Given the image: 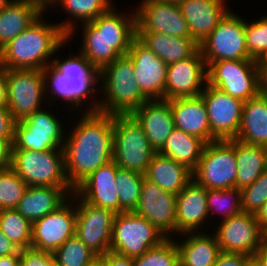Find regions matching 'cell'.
<instances>
[{
	"label": "cell",
	"mask_w": 267,
	"mask_h": 266,
	"mask_svg": "<svg viewBox=\"0 0 267 266\" xmlns=\"http://www.w3.org/2000/svg\"><path fill=\"white\" fill-rule=\"evenodd\" d=\"M82 114L63 145L65 173L73 189L113 160L114 115L99 111Z\"/></svg>",
	"instance_id": "1"
},
{
	"label": "cell",
	"mask_w": 267,
	"mask_h": 266,
	"mask_svg": "<svg viewBox=\"0 0 267 266\" xmlns=\"http://www.w3.org/2000/svg\"><path fill=\"white\" fill-rule=\"evenodd\" d=\"M115 4L91 22L81 23L80 53L99 72L121 55H127L137 38V16L121 14Z\"/></svg>",
	"instance_id": "2"
},
{
	"label": "cell",
	"mask_w": 267,
	"mask_h": 266,
	"mask_svg": "<svg viewBox=\"0 0 267 266\" xmlns=\"http://www.w3.org/2000/svg\"><path fill=\"white\" fill-rule=\"evenodd\" d=\"M43 15L0 50V67L5 69L44 70L52 64L56 51L66 45L67 34ZM43 19V20H42ZM44 22V23H43ZM67 42V43H66ZM51 59V60H50Z\"/></svg>",
	"instance_id": "3"
},
{
	"label": "cell",
	"mask_w": 267,
	"mask_h": 266,
	"mask_svg": "<svg viewBox=\"0 0 267 266\" xmlns=\"http://www.w3.org/2000/svg\"><path fill=\"white\" fill-rule=\"evenodd\" d=\"M71 54L66 59L53 58L52 64L43 70L45 96L52 95L44 102L51 100L52 104L55 99H62L68 103L70 110H79L82 104L86 108L84 103L92 99L94 93L100 92L97 91L99 72L81 53Z\"/></svg>",
	"instance_id": "4"
},
{
	"label": "cell",
	"mask_w": 267,
	"mask_h": 266,
	"mask_svg": "<svg viewBox=\"0 0 267 266\" xmlns=\"http://www.w3.org/2000/svg\"><path fill=\"white\" fill-rule=\"evenodd\" d=\"M98 80L102 83L104 96L99 101L96 97L88 101L89 106L83 110L85 112L130 115L148 101L135 80L133 64L128 55H121L106 65L99 71Z\"/></svg>",
	"instance_id": "5"
},
{
	"label": "cell",
	"mask_w": 267,
	"mask_h": 266,
	"mask_svg": "<svg viewBox=\"0 0 267 266\" xmlns=\"http://www.w3.org/2000/svg\"><path fill=\"white\" fill-rule=\"evenodd\" d=\"M11 168L28 186L71 187L65 173L63 148L40 152L12 150Z\"/></svg>",
	"instance_id": "6"
},
{
	"label": "cell",
	"mask_w": 267,
	"mask_h": 266,
	"mask_svg": "<svg viewBox=\"0 0 267 266\" xmlns=\"http://www.w3.org/2000/svg\"><path fill=\"white\" fill-rule=\"evenodd\" d=\"M156 151L131 115H114L113 161L121 169L145 175Z\"/></svg>",
	"instance_id": "7"
},
{
	"label": "cell",
	"mask_w": 267,
	"mask_h": 266,
	"mask_svg": "<svg viewBox=\"0 0 267 266\" xmlns=\"http://www.w3.org/2000/svg\"><path fill=\"white\" fill-rule=\"evenodd\" d=\"M207 84L243 102L260 93L257 60H221L207 66Z\"/></svg>",
	"instance_id": "8"
},
{
	"label": "cell",
	"mask_w": 267,
	"mask_h": 266,
	"mask_svg": "<svg viewBox=\"0 0 267 266\" xmlns=\"http://www.w3.org/2000/svg\"><path fill=\"white\" fill-rule=\"evenodd\" d=\"M166 238L147 219L134 212L117 213L113 219L110 251L134 258Z\"/></svg>",
	"instance_id": "9"
},
{
	"label": "cell",
	"mask_w": 267,
	"mask_h": 266,
	"mask_svg": "<svg viewBox=\"0 0 267 266\" xmlns=\"http://www.w3.org/2000/svg\"><path fill=\"white\" fill-rule=\"evenodd\" d=\"M193 180L206 189H229L236 187L237 161L234 139L207 143Z\"/></svg>",
	"instance_id": "10"
},
{
	"label": "cell",
	"mask_w": 267,
	"mask_h": 266,
	"mask_svg": "<svg viewBox=\"0 0 267 266\" xmlns=\"http://www.w3.org/2000/svg\"><path fill=\"white\" fill-rule=\"evenodd\" d=\"M58 116L47 109L31 114L14 125L12 150L46 151L63 148L66 136Z\"/></svg>",
	"instance_id": "11"
},
{
	"label": "cell",
	"mask_w": 267,
	"mask_h": 266,
	"mask_svg": "<svg viewBox=\"0 0 267 266\" xmlns=\"http://www.w3.org/2000/svg\"><path fill=\"white\" fill-rule=\"evenodd\" d=\"M199 46L207 66L221 60H254L246 49L245 20L231 10Z\"/></svg>",
	"instance_id": "12"
},
{
	"label": "cell",
	"mask_w": 267,
	"mask_h": 266,
	"mask_svg": "<svg viewBox=\"0 0 267 266\" xmlns=\"http://www.w3.org/2000/svg\"><path fill=\"white\" fill-rule=\"evenodd\" d=\"M7 108L15 122L41 110L45 100L43 70L6 69Z\"/></svg>",
	"instance_id": "13"
},
{
	"label": "cell",
	"mask_w": 267,
	"mask_h": 266,
	"mask_svg": "<svg viewBox=\"0 0 267 266\" xmlns=\"http://www.w3.org/2000/svg\"><path fill=\"white\" fill-rule=\"evenodd\" d=\"M220 223L214 234L222 252L252 257L267 239V234L260 228L255 214L241 212Z\"/></svg>",
	"instance_id": "14"
},
{
	"label": "cell",
	"mask_w": 267,
	"mask_h": 266,
	"mask_svg": "<svg viewBox=\"0 0 267 266\" xmlns=\"http://www.w3.org/2000/svg\"><path fill=\"white\" fill-rule=\"evenodd\" d=\"M74 204L75 192L55 211L33 223L31 248L53 253L75 235L77 213Z\"/></svg>",
	"instance_id": "15"
},
{
	"label": "cell",
	"mask_w": 267,
	"mask_h": 266,
	"mask_svg": "<svg viewBox=\"0 0 267 266\" xmlns=\"http://www.w3.org/2000/svg\"><path fill=\"white\" fill-rule=\"evenodd\" d=\"M207 107L212 142L236 139L244 102L206 84L200 95Z\"/></svg>",
	"instance_id": "16"
},
{
	"label": "cell",
	"mask_w": 267,
	"mask_h": 266,
	"mask_svg": "<svg viewBox=\"0 0 267 266\" xmlns=\"http://www.w3.org/2000/svg\"><path fill=\"white\" fill-rule=\"evenodd\" d=\"M77 237L98 256L110 251L113 219L111 210L93 206L76 194Z\"/></svg>",
	"instance_id": "17"
},
{
	"label": "cell",
	"mask_w": 267,
	"mask_h": 266,
	"mask_svg": "<svg viewBox=\"0 0 267 266\" xmlns=\"http://www.w3.org/2000/svg\"><path fill=\"white\" fill-rule=\"evenodd\" d=\"M135 214L147 219L167 238L176 236V195L144 178Z\"/></svg>",
	"instance_id": "18"
},
{
	"label": "cell",
	"mask_w": 267,
	"mask_h": 266,
	"mask_svg": "<svg viewBox=\"0 0 267 266\" xmlns=\"http://www.w3.org/2000/svg\"><path fill=\"white\" fill-rule=\"evenodd\" d=\"M207 84V65L199 49L193 56L169 64L165 100L200 96Z\"/></svg>",
	"instance_id": "19"
},
{
	"label": "cell",
	"mask_w": 267,
	"mask_h": 266,
	"mask_svg": "<svg viewBox=\"0 0 267 266\" xmlns=\"http://www.w3.org/2000/svg\"><path fill=\"white\" fill-rule=\"evenodd\" d=\"M139 5L135 9L137 32L191 37L188 23L181 13L179 4L164 1H142Z\"/></svg>",
	"instance_id": "20"
},
{
	"label": "cell",
	"mask_w": 267,
	"mask_h": 266,
	"mask_svg": "<svg viewBox=\"0 0 267 266\" xmlns=\"http://www.w3.org/2000/svg\"><path fill=\"white\" fill-rule=\"evenodd\" d=\"M127 55L130 57L135 80L148 100L165 99V82L168 65L136 38Z\"/></svg>",
	"instance_id": "21"
},
{
	"label": "cell",
	"mask_w": 267,
	"mask_h": 266,
	"mask_svg": "<svg viewBox=\"0 0 267 266\" xmlns=\"http://www.w3.org/2000/svg\"><path fill=\"white\" fill-rule=\"evenodd\" d=\"M118 165L112 160L100 166L82 181L74 192L85 202L119 213V198L116 189Z\"/></svg>",
	"instance_id": "22"
},
{
	"label": "cell",
	"mask_w": 267,
	"mask_h": 266,
	"mask_svg": "<svg viewBox=\"0 0 267 266\" xmlns=\"http://www.w3.org/2000/svg\"><path fill=\"white\" fill-rule=\"evenodd\" d=\"M130 115L141 126L156 152L162 149L175 129L170 100H148Z\"/></svg>",
	"instance_id": "23"
},
{
	"label": "cell",
	"mask_w": 267,
	"mask_h": 266,
	"mask_svg": "<svg viewBox=\"0 0 267 266\" xmlns=\"http://www.w3.org/2000/svg\"><path fill=\"white\" fill-rule=\"evenodd\" d=\"M206 195L207 189L193 179L176 195V235L202 231L209 219Z\"/></svg>",
	"instance_id": "24"
},
{
	"label": "cell",
	"mask_w": 267,
	"mask_h": 266,
	"mask_svg": "<svg viewBox=\"0 0 267 266\" xmlns=\"http://www.w3.org/2000/svg\"><path fill=\"white\" fill-rule=\"evenodd\" d=\"M226 0H185L179 4L188 23L191 38L199 45L213 32L230 10Z\"/></svg>",
	"instance_id": "25"
},
{
	"label": "cell",
	"mask_w": 267,
	"mask_h": 266,
	"mask_svg": "<svg viewBox=\"0 0 267 266\" xmlns=\"http://www.w3.org/2000/svg\"><path fill=\"white\" fill-rule=\"evenodd\" d=\"M170 107L175 128L202 139L206 144L212 142L207 107L201 96L172 99Z\"/></svg>",
	"instance_id": "26"
},
{
	"label": "cell",
	"mask_w": 267,
	"mask_h": 266,
	"mask_svg": "<svg viewBox=\"0 0 267 266\" xmlns=\"http://www.w3.org/2000/svg\"><path fill=\"white\" fill-rule=\"evenodd\" d=\"M73 193L74 189L72 187L28 186L15 209L33 224L55 211Z\"/></svg>",
	"instance_id": "27"
},
{
	"label": "cell",
	"mask_w": 267,
	"mask_h": 266,
	"mask_svg": "<svg viewBox=\"0 0 267 266\" xmlns=\"http://www.w3.org/2000/svg\"><path fill=\"white\" fill-rule=\"evenodd\" d=\"M46 11L33 0H11L0 11V50L46 14Z\"/></svg>",
	"instance_id": "28"
},
{
	"label": "cell",
	"mask_w": 267,
	"mask_h": 266,
	"mask_svg": "<svg viewBox=\"0 0 267 266\" xmlns=\"http://www.w3.org/2000/svg\"><path fill=\"white\" fill-rule=\"evenodd\" d=\"M144 177L164 191L177 195L193 179V173L186 166L156 152Z\"/></svg>",
	"instance_id": "29"
},
{
	"label": "cell",
	"mask_w": 267,
	"mask_h": 266,
	"mask_svg": "<svg viewBox=\"0 0 267 266\" xmlns=\"http://www.w3.org/2000/svg\"><path fill=\"white\" fill-rule=\"evenodd\" d=\"M236 140L267 147V95L259 93L243 104L242 120Z\"/></svg>",
	"instance_id": "30"
},
{
	"label": "cell",
	"mask_w": 267,
	"mask_h": 266,
	"mask_svg": "<svg viewBox=\"0 0 267 266\" xmlns=\"http://www.w3.org/2000/svg\"><path fill=\"white\" fill-rule=\"evenodd\" d=\"M183 242L175 243L179 252V266H213L221 250L215 234L187 232Z\"/></svg>",
	"instance_id": "31"
},
{
	"label": "cell",
	"mask_w": 267,
	"mask_h": 266,
	"mask_svg": "<svg viewBox=\"0 0 267 266\" xmlns=\"http://www.w3.org/2000/svg\"><path fill=\"white\" fill-rule=\"evenodd\" d=\"M137 38L167 65L193 56L199 44L191 37H174L164 33L137 32Z\"/></svg>",
	"instance_id": "32"
},
{
	"label": "cell",
	"mask_w": 267,
	"mask_h": 266,
	"mask_svg": "<svg viewBox=\"0 0 267 266\" xmlns=\"http://www.w3.org/2000/svg\"><path fill=\"white\" fill-rule=\"evenodd\" d=\"M234 150L237 161L236 188L242 189L255 182L267 168V147L234 139Z\"/></svg>",
	"instance_id": "33"
},
{
	"label": "cell",
	"mask_w": 267,
	"mask_h": 266,
	"mask_svg": "<svg viewBox=\"0 0 267 266\" xmlns=\"http://www.w3.org/2000/svg\"><path fill=\"white\" fill-rule=\"evenodd\" d=\"M57 5L70 16L67 21L62 20L61 23H57L67 34V40H70L74 37V30L76 31L77 28L75 27L77 22L73 19L80 21L79 23L91 22L100 14L105 13L114 5V2L112 0H54L49 7L55 8Z\"/></svg>",
	"instance_id": "34"
},
{
	"label": "cell",
	"mask_w": 267,
	"mask_h": 266,
	"mask_svg": "<svg viewBox=\"0 0 267 266\" xmlns=\"http://www.w3.org/2000/svg\"><path fill=\"white\" fill-rule=\"evenodd\" d=\"M205 145L206 143L202 139L175 128L159 153L170 157L193 172Z\"/></svg>",
	"instance_id": "35"
},
{
	"label": "cell",
	"mask_w": 267,
	"mask_h": 266,
	"mask_svg": "<svg viewBox=\"0 0 267 266\" xmlns=\"http://www.w3.org/2000/svg\"><path fill=\"white\" fill-rule=\"evenodd\" d=\"M33 224L16 209L0 210V230L17 247L30 248Z\"/></svg>",
	"instance_id": "36"
},
{
	"label": "cell",
	"mask_w": 267,
	"mask_h": 266,
	"mask_svg": "<svg viewBox=\"0 0 267 266\" xmlns=\"http://www.w3.org/2000/svg\"><path fill=\"white\" fill-rule=\"evenodd\" d=\"M144 175L126 169L117 168L116 189L119 198V213L134 212L140 198Z\"/></svg>",
	"instance_id": "37"
},
{
	"label": "cell",
	"mask_w": 267,
	"mask_h": 266,
	"mask_svg": "<svg viewBox=\"0 0 267 266\" xmlns=\"http://www.w3.org/2000/svg\"><path fill=\"white\" fill-rule=\"evenodd\" d=\"M53 257L59 266H89L98 255L75 234L53 252Z\"/></svg>",
	"instance_id": "38"
},
{
	"label": "cell",
	"mask_w": 267,
	"mask_h": 266,
	"mask_svg": "<svg viewBox=\"0 0 267 266\" xmlns=\"http://www.w3.org/2000/svg\"><path fill=\"white\" fill-rule=\"evenodd\" d=\"M208 213L220 214L222 220L238 215L241 209V189H207ZM213 211V212H212Z\"/></svg>",
	"instance_id": "39"
},
{
	"label": "cell",
	"mask_w": 267,
	"mask_h": 266,
	"mask_svg": "<svg viewBox=\"0 0 267 266\" xmlns=\"http://www.w3.org/2000/svg\"><path fill=\"white\" fill-rule=\"evenodd\" d=\"M133 266H179V252L172 237L133 258Z\"/></svg>",
	"instance_id": "40"
},
{
	"label": "cell",
	"mask_w": 267,
	"mask_h": 266,
	"mask_svg": "<svg viewBox=\"0 0 267 266\" xmlns=\"http://www.w3.org/2000/svg\"><path fill=\"white\" fill-rule=\"evenodd\" d=\"M28 185L12 169L0 171V210L15 209Z\"/></svg>",
	"instance_id": "41"
},
{
	"label": "cell",
	"mask_w": 267,
	"mask_h": 266,
	"mask_svg": "<svg viewBox=\"0 0 267 266\" xmlns=\"http://www.w3.org/2000/svg\"><path fill=\"white\" fill-rule=\"evenodd\" d=\"M245 35L248 55L258 60L267 51V16L251 23L245 21Z\"/></svg>",
	"instance_id": "42"
},
{
	"label": "cell",
	"mask_w": 267,
	"mask_h": 266,
	"mask_svg": "<svg viewBox=\"0 0 267 266\" xmlns=\"http://www.w3.org/2000/svg\"><path fill=\"white\" fill-rule=\"evenodd\" d=\"M267 201V168L251 185L241 189L242 212L256 214Z\"/></svg>",
	"instance_id": "43"
},
{
	"label": "cell",
	"mask_w": 267,
	"mask_h": 266,
	"mask_svg": "<svg viewBox=\"0 0 267 266\" xmlns=\"http://www.w3.org/2000/svg\"><path fill=\"white\" fill-rule=\"evenodd\" d=\"M20 266H59L53 253L34 248L21 249Z\"/></svg>",
	"instance_id": "44"
},
{
	"label": "cell",
	"mask_w": 267,
	"mask_h": 266,
	"mask_svg": "<svg viewBox=\"0 0 267 266\" xmlns=\"http://www.w3.org/2000/svg\"><path fill=\"white\" fill-rule=\"evenodd\" d=\"M251 259L249 255L221 251L213 266H246Z\"/></svg>",
	"instance_id": "45"
},
{
	"label": "cell",
	"mask_w": 267,
	"mask_h": 266,
	"mask_svg": "<svg viewBox=\"0 0 267 266\" xmlns=\"http://www.w3.org/2000/svg\"><path fill=\"white\" fill-rule=\"evenodd\" d=\"M15 121L7 107H0V138H13Z\"/></svg>",
	"instance_id": "46"
},
{
	"label": "cell",
	"mask_w": 267,
	"mask_h": 266,
	"mask_svg": "<svg viewBox=\"0 0 267 266\" xmlns=\"http://www.w3.org/2000/svg\"><path fill=\"white\" fill-rule=\"evenodd\" d=\"M13 138H0V171L11 168Z\"/></svg>",
	"instance_id": "47"
},
{
	"label": "cell",
	"mask_w": 267,
	"mask_h": 266,
	"mask_svg": "<svg viewBox=\"0 0 267 266\" xmlns=\"http://www.w3.org/2000/svg\"><path fill=\"white\" fill-rule=\"evenodd\" d=\"M108 266H133V258L108 251L100 256Z\"/></svg>",
	"instance_id": "48"
},
{
	"label": "cell",
	"mask_w": 267,
	"mask_h": 266,
	"mask_svg": "<svg viewBox=\"0 0 267 266\" xmlns=\"http://www.w3.org/2000/svg\"><path fill=\"white\" fill-rule=\"evenodd\" d=\"M21 253V250L11 242L0 230V256Z\"/></svg>",
	"instance_id": "49"
},
{
	"label": "cell",
	"mask_w": 267,
	"mask_h": 266,
	"mask_svg": "<svg viewBox=\"0 0 267 266\" xmlns=\"http://www.w3.org/2000/svg\"><path fill=\"white\" fill-rule=\"evenodd\" d=\"M0 107H7L6 69L0 67Z\"/></svg>",
	"instance_id": "50"
},
{
	"label": "cell",
	"mask_w": 267,
	"mask_h": 266,
	"mask_svg": "<svg viewBox=\"0 0 267 266\" xmlns=\"http://www.w3.org/2000/svg\"><path fill=\"white\" fill-rule=\"evenodd\" d=\"M252 260L257 264V266H267V239L252 256Z\"/></svg>",
	"instance_id": "51"
},
{
	"label": "cell",
	"mask_w": 267,
	"mask_h": 266,
	"mask_svg": "<svg viewBox=\"0 0 267 266\" xmlns=\"http://www.w3.org/2000/svg\"><path fill=\"white\" fill-rule=\"evenodd\" d=\"M255 217L260 225V228L267 234V201L257 211Z\"/></svg>",
	"instance_id": "52"
},
{
	"label": "cell",
	"mask_w": 267,
	"mask_h": 266,
	"mask_svg": "<svg viewBox=\"0 0 267 266\" xmlns=\"http://www.w3.org/2000/svg\"><path fill=\"white\" fill-rule=\"evenodd\" d=\"M19 265H20V253L0 256V266H19Z\"/></svg>",
	"instance_id": "53"
},
{
	"label": "cell",
	"mask_w": 267,
	"mask_h": 266,
	"mask_svg": "<svg viewBox=\"0 0 267 266\" xmlns=\"http://www.w3.org/2000/svg\"><path fill=\"white\" fill-rule=\"evenodd\" d=\"M260 69V93L267 95V66H258Z\"/></svg>",
	"instance_id": "54"
},
{
	"label": "cell",
	"mask_w": 267,
	"mask_h": 266,
	"mask_svg": "<svg viewBox=\"0 0 267 266\" xmlns=\"http://www.w3.org/2000/svg\"><path fill=\"white\" fill-rule=\"evenodd\" d=\"M89 266H108V264L98 256Z\"/></svg>",
	"instance_id": "55"
},
{
	"label": "cell",
	"mask_w": 267,
	"mask_h": 266,
	"mask_svg": "<svg viewBox=\"0 0 267 266\" xmlns=\"http://www.w3.org/2000/svg\"><path fill=\"white\" fill-rule=\"evenodd\" d=\"M258 66H267V51L257 60Z\"/></svg>",
	"instance_id": "56"
},
{
	"label": "cell",
	"mask_w": 267,
	"mask_h": 266,
	"mask_svg": "<svg viewBox=\"0 0 267 266\" xmlns=\"http://www.w3.org/2000/svg\"><path fill=\"white\" fill-rule=\"evenodd\" d=\"M35 2H38L39 4H41L46 10L48 9V7L50 6V4L54 1V0H33Z\"/></svg>",
	"instance_id": "57"
},
{
	"label": "cell",
	"mask_w": 267,
	"mask_h": 266,
	"mask_svg": "<svg viewBox=\"0 0 267 266\" xmlns=\"http://www.w3.org/2000/svg\"><path fill=\"white\" fill-rule=\"evenodd\" d=\"M142 1H164V2L173 3V4H180L181 2L185 0H142Z\"/></svg>",
	"instance_id": "58"
},
{
	"label": "cell",
	"mask_w": 267,
	"mask_h": 266,
	"mask_svg": "<svg viewBox=\"0 0 267 266\" xmlns=\"http://www.w3.org/2000/svg\"><path fill=\"white\" fill-rule=\"evenodd\" d=\"M10 1L11 0H0V11L4 9L10 3Z\"/></svg>",
	"instance_id": "59"
},
{
	"label": "cell",
	"mask_w": 267,
	"mask_h": 266,
	"mask_svg": "<svg viewBox=\"0 0 267 266\" xmlns=\"http://www.w3.org/2000/svg\"><path fill=\"white\" fill-rule=\"evenodd\" d=\"M246 266H257V264L251 259Z\"/></svg>",
	"instance_id": "60"
}]
</instances>
